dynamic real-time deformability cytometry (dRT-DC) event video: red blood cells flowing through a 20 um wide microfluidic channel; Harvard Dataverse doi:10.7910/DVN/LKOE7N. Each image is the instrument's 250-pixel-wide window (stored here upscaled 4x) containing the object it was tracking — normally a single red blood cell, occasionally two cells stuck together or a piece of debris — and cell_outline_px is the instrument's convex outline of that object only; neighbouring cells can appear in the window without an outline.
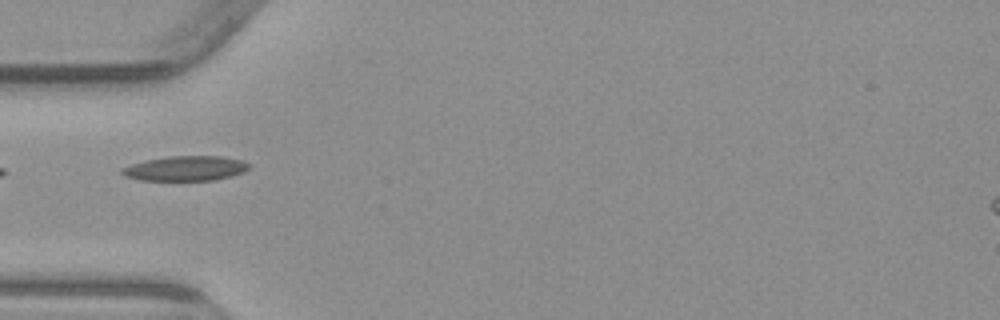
{"species": "common noctule bat (a hibernating species)", "species_latin": "Nyctalus noctula", "temperature_condition": "warm", "stored_images_in_passage": 2, "camera_frame_rate_fps": 3000, "um_per_image_px": 0.085, "animal": {"sex": "male", "body_mass_g": 23.1, "forearm_length_mm": 52.7}, "frame": {"image": 1, "passage_image": 2, "time_ms": 2.0, "image_size_px": [1000, 320], "cell_outline_px": [[252, 164], [244, 172], [232, 176], [212, 180], [140, 180], [124, 176], [120, 172], [120, 168], [132, 164], [148, 160], [168, 156], [220, 156], [240, 160]], "centroid_in_image_um": [15.77, 14.31], "position_along_channel_um": 69.2, "area_um2": 18.32}}